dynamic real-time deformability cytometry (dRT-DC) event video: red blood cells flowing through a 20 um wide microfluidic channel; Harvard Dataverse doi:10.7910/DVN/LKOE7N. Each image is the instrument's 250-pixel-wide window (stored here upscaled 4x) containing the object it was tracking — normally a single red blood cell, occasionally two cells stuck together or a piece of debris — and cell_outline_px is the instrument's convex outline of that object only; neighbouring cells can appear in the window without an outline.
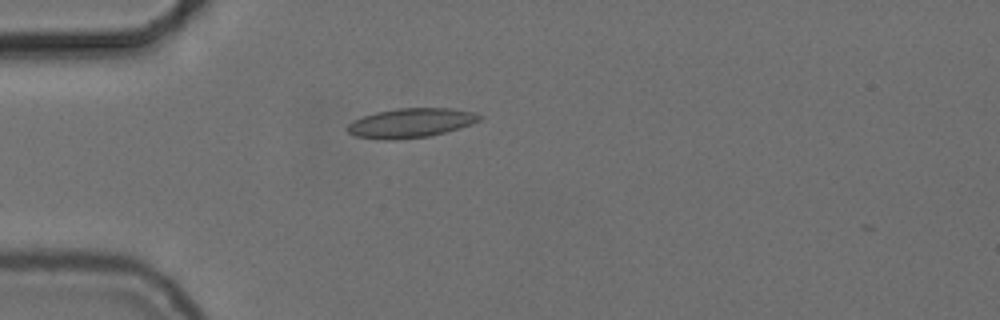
{"species": "common noctule bat (a hibernating species)", "species_latin": "Nyctalus noctula", "temperature_condition": "cold", "stored_images_in_passage": 6, "camera_frame_rate_fps": 3000, "um_per_image_px": 0.085, "animal": {"sex": "female", "body_mass_g": 24.6, "forearm_length_mm": 56.2}, "frame": {"image": 1, "passage_image": 1, "time_ms": 0.0, "image_size_px": [1000, 320], "cell_outline_px": [[484, 116], [480, 120], [472, 124], [460, 128], [428, 136], [392, 140], [384, 140], [356, 136], [348, 132], [344, 128], [352, 120], [376, 112], [396, 108], [448, 108], [476, 112]], "centroid_in_image_um": [34.91, 10.44], "position_along_channel_um": 50.1, "area_um2": 22.72}}
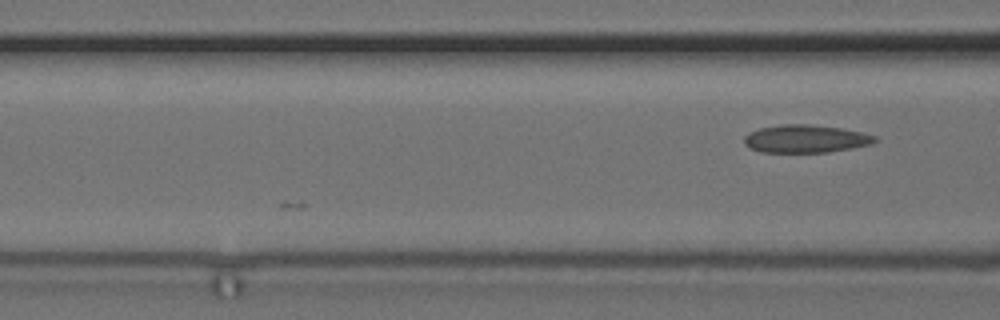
{"frame": {"image": 2, "passage_image": 6, "time_ms": 1.667, "image_size_px": [1000, 320], "cell_outline_px": [[880, 140], [872, 144], [852, 148], [828, 152], [760, 152], [748, 148], [744, 144], [744, 136], [760, 128], [780, 124], [808, 124], [840, 128], [860, 132], [876, 136]], "centroid_in_image_um": [68.48, 11.8], "position_along_channel_um": 98.1, "area_um2": 21.27}}